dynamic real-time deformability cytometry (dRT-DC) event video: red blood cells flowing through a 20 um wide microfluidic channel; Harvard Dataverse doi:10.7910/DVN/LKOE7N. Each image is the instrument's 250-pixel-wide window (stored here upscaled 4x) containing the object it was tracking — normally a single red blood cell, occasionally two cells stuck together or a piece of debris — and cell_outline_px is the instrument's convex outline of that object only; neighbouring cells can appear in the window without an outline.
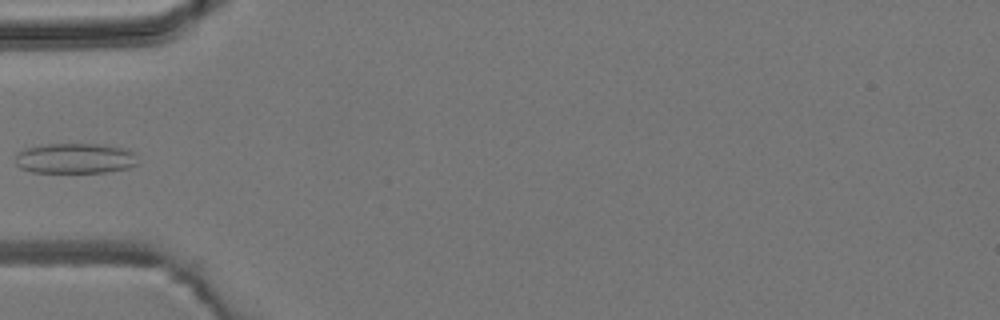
{"species": "common noctule bat (a hibernating species)", "species_latin": "Nyctalus noctula", "temperature_condition": "room temperature", "stored_images_in_passage": 6, "camera_frame_rate_fps": 3000, "um_per_image_px": 0.085, "animal": {"sex": "male", "body_mass_g": 19.2, "forearm_length_mm": 51.8}, "frame": {"image": 1, "passage_image": 6, "time_ms": 5.667, "image_size_px": [1000, 320], "cell_outline_px": [[136, 164], [128, 168], [104, 172], [32, 172], [20, 168], [16, 164], [16, 152], [24, 148], [40, 144], [104, 144], [124, 148], [132, 152]], "centroid_in_image_um": [6.31, 13.45], "position_along_channel_um": 78.7, "area_um2": 21.62}}